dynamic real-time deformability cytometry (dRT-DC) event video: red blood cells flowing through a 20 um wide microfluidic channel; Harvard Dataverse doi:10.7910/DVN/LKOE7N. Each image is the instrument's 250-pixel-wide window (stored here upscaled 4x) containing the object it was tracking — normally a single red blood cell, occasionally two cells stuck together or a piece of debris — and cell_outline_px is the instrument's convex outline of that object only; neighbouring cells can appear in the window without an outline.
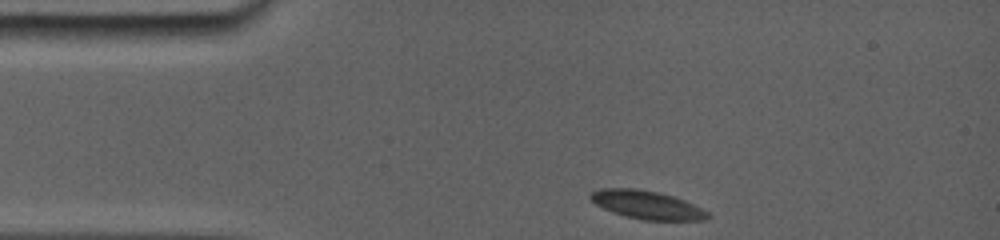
{"species": "common noctule bat (a hibernating species)", "species_latin": "Nyctalus noctula", "temperature_condition": "room temperature", "stored_images_in_passage": 36, "camera_frame_rate_fps": 5000, "um_per_image_px": 0.085, "animal": {"sex": "female", "body_mass_g": 19.0, "forearm_length_mm": 56.7}, "frame": {"image": 1, "passage_image": 1, "time_ms": 0.0, "image_size_px": [1000, 240], "cell_outline_px": [[712, 216], [704, 220], [640, 220], [624, 216], [612, 212], [596, 204], [588, 196], [592, 192], [600, 188], [640, 188], [660, 192], [684, 200], [708, 212]], "centroid_in_image_um": [54.97, 17.41], "position_along_channel_um": 30.0, "area_um2": 19.42}}
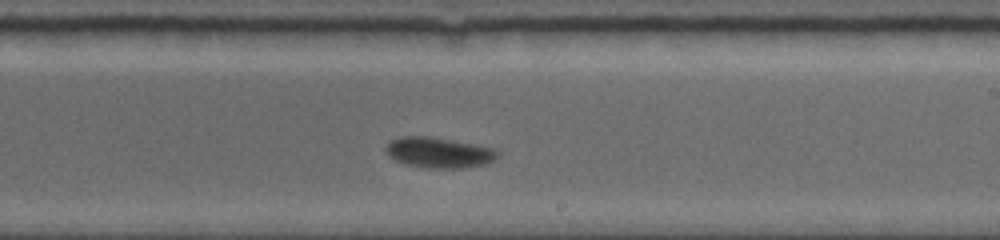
{"frame": {"image": 2, "passage_image": 21, "time_ms": 7.0, "image_size_px": [1000, 240], "cell_outline_px": [[500, 156], [496, 160], [488, 164], [460, 168], [428, 168], [408, 164], [396, 160], [388, 156], [384, 148], [392, 140], [400, 136], [432, 136], [492, 148], [500, 152]], "centroid_in_image_um": [37.33, 12.97], "position_along_channel_um": 251.7, "area_um2": 19.94}}
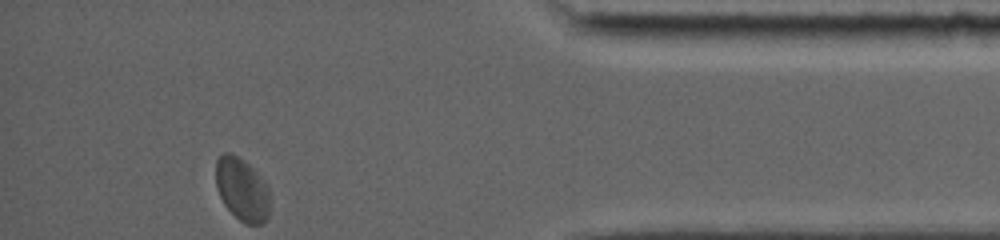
{"frame": {"image": 3, "passage_image": 36, "time_ms": 12.0, "image_size_px": [1000, 240], "cell_outline_px": [[268, 216], [264, 224], [244, 224], [224, 204], [216, 188], [216, 160], [224, 152], [228, 152], [244, 160], [264, 180], [268, 188]], "centroid_in_image_um": [20.56, 16.1], "position_along_channel_um": 414.6, "area_um2": 19.65}, "authors_computed_cell_mechanics": {"area_um2": 19.4786, "velocity_mm_per_s": 3.7688, "shape_relaxation_time_tau1_ms": 3.3424, "shape_relaxation_time_tau2_ms": null, "deformation_change_tau1": 0.0687, "deformation_change_tau2": null}}